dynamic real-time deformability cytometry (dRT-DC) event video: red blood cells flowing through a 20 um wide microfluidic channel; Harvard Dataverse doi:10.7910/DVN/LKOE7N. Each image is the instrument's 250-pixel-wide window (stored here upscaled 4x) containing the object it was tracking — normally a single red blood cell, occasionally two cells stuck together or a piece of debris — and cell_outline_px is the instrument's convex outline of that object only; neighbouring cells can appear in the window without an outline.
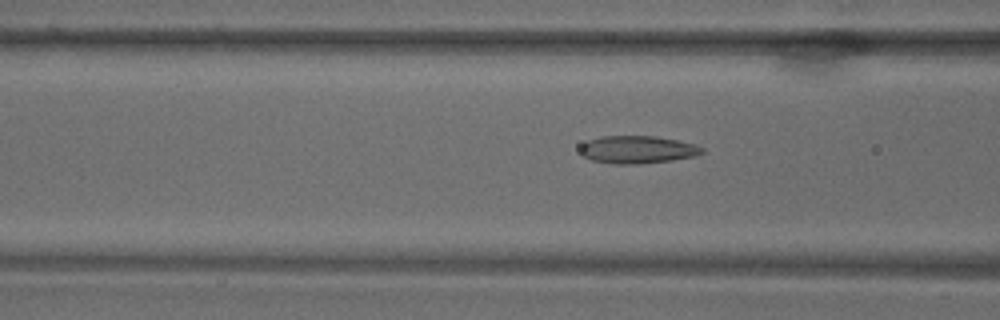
{"species": "common noctule bat (a hibernating species)", "species_latin": "Nyctalus noctula", "temperature_condition": "warm", "stored_images_in_passage": 68, "camera_frame_rate_fps": 3000, "um_per_image_px": 0.085, "animal": {"sex": "male", "body_mass_g": 18.8}, "frame": {"image": 1, "passage_image": 27, "time_ms": 8.667, "image_size_px": [1000, 320], "cell_outline_px": [[704, 152], [692, 156], [672, 160], [640, 164], [612, 164], [592, 160], [584, 156], [580, 152], [580, 144], [588, 140], [600, 136], [656, 136], [696, 144], [704, 148]], "centroid_in_image_um": [54.15, 12.71], "position_along_channel_um": 112.4, "area_um2": 19.71}}
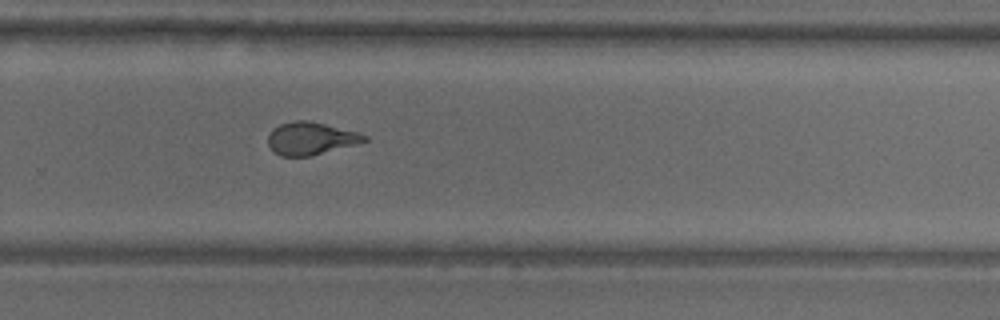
{"frame": {"image": 2, "passage_image": 46, "time_ms": 15.0, "image_size_px": [1000, 320], "cell_outline_px": [[368, 140], [356, 144], [312, 156], [280, 156], [272, 152], [268, 144], [268, 136], [272, 128], [280, 124], [296, 120], [308, 120], [356, 132], [368, 136]], "centroid_in_image_um": [26.37, 11.78], "position_along_channel_um": 303.4, "area_um2": 18.32}}
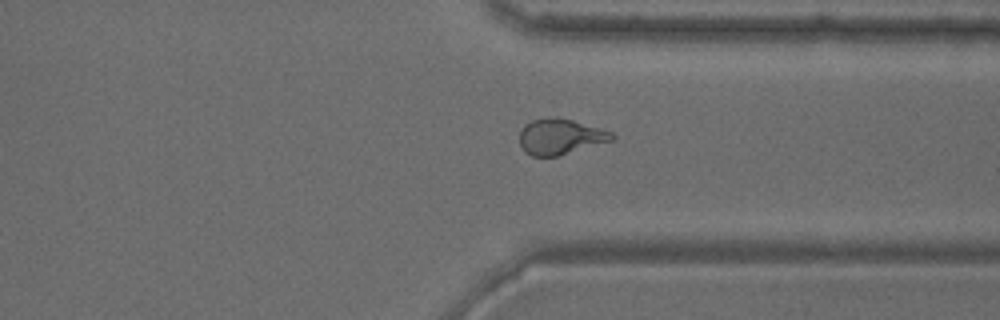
{"frame": {"image": 3, "passage_image": 52, "time_ms": 17.0, "image_size_px": [1000, 320], "cell_outline_px": [[616, 136], [612, 140], [560, 156], [532, 156], [524, 152], [520, 148], [520, 132], [524, 124], [532, 120], [572, 120], [600, 128], [612, 132]], "centroid_in_image_um": [47.62, 11.67], "position_along_channel_um": 363.8, "area_um2": 18.73}}